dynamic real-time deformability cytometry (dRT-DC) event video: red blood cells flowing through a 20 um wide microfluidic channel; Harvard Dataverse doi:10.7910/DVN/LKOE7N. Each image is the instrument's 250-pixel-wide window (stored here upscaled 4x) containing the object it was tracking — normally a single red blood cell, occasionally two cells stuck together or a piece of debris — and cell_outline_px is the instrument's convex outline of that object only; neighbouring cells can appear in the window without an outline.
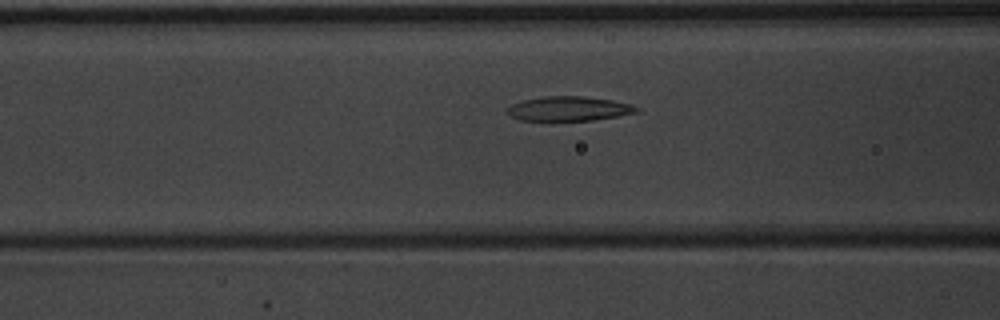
{"species": "common noctule bat (a hibernating species)", "species_latin": "Nyctalus noctula", "temperature_condition": "warm", "stored_images_in_passage": 15, "camera_frame_rate_fps": 3000, "um_per_image_px": 0.085, "animal": {"sex": "male", "body_mass_g": 20.1, "forearm_length_mm": 53.5}, "frame": {"image": 1, "passage_image": 6, "time_ms": 1.667, "image_size_px": [1000, 320], "cell_outline_px": [[640, 112], [592, 120], [552, 124], [548, 124], [520, 120], [504, 112], [512, 104], [524, 100], [544, 96], [580, 96], [612, 100], [632, 104], [640, 108]], "centroid_in_image_um": [48.3, 9.29], "position_along_channel_um": 118.3, "area_um2": 19.42}}
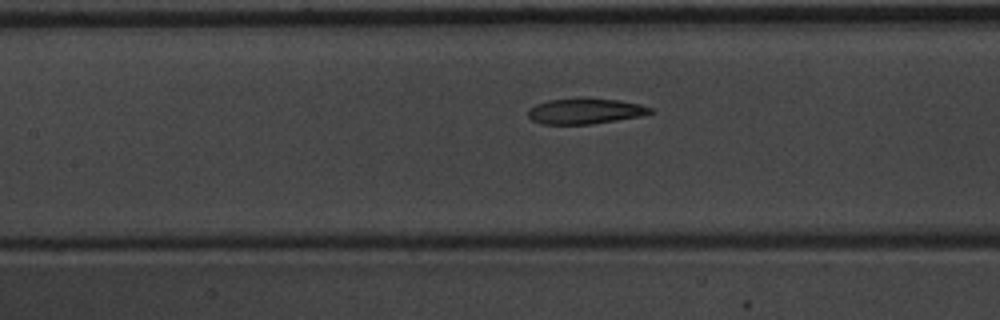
{"frame": {"image": 2, "passage_image": 9, "time_ms": 2.667, "image_size_px": [1000, 320], "cell_outline_px": [[656, 112], [640, 116], [592, 124], [540, 124], [532, 120], [528, 116], [528, 108], [536, 104], [548, 100], [580, 96], [588, 96], [620, 100], [640, 104], [652, 108]], "centroid_in_image_um": [49.74, 9.41], "position_along_channel_um": 157.7, "area_um2": 18.9}}
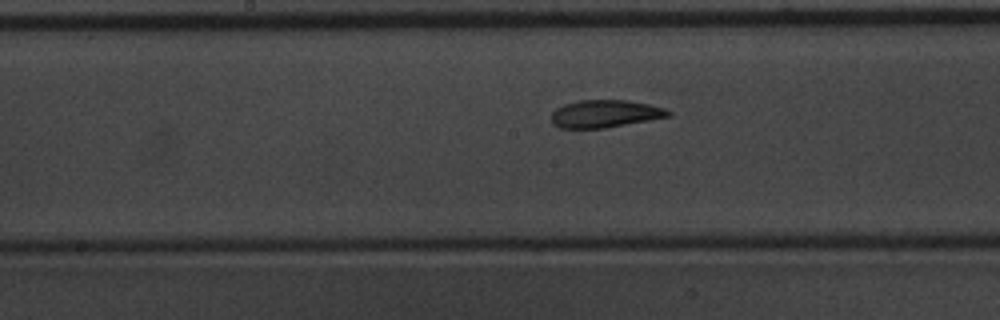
{"frame": {"image": 3, "passage_image": 12, "time_ms": 3.667, "image_size_px": [1000, 320], "cell_outline_px": [[672, 116], [604, 128], [560, 128], [552, 124], [552, 112], [556, 108], [564, 104], [576, 100], [628, 100], [648, 104], [664, 108], [672, 112]], "centroid_in_image_um": [51.42, 9.66], "position_along_channel_um": 196.8, "area_um2": 18.84}}